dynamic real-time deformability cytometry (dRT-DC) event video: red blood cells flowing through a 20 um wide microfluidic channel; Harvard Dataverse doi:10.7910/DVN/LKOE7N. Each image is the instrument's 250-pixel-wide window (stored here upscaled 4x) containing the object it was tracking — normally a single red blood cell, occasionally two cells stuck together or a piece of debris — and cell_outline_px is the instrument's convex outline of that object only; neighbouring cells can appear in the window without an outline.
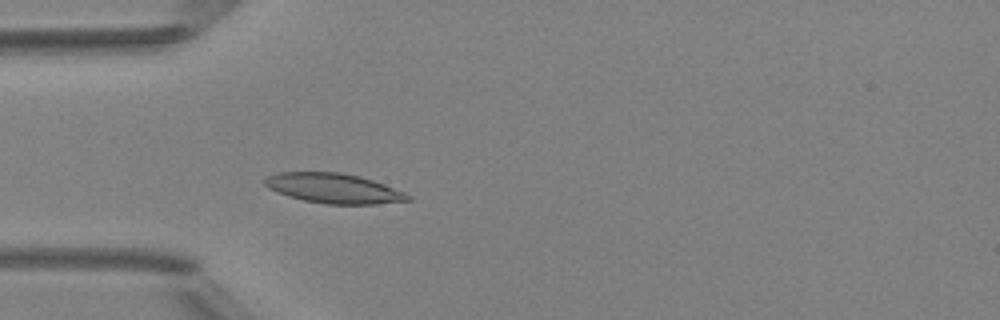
{"species": "Egyptian fruit bat (a non-hibernating species)", "species_latin": "Rousettus aegyptiacus", "temperature_condition": "room temperature", "stored_images_in_passage": 37, "camera_frame_rate_fps": 3000, "um_per_image_px": 0.085, "animal": {"sex": "female"}, "frame": {"image": 1, "passage_image": 13, "time_ms": 4.0, "image_size_px": [1000, 320], "cell_outline_px": [[412, 200], [376, 204], [328, 204], [304, 200], [268, 188], [264, 184], [264, 180], [268, 176], [280, 172], [340, 172], [360, 176], [384, 184], [404, 192], [412, 196]], "centroid_in_image_um": [28.41, 16.0], "position_along_channel_um": 56.6, "area_um2": 24.62}}
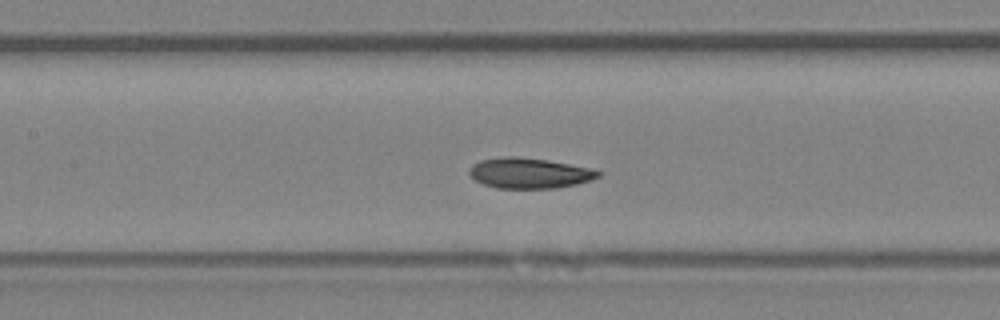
{"frame": {"image": 2, "passage_image": 21, "time_ms": 6.667, "image_size_px": [1000, 320], "cell_outline_px": [[600, 176], [592, 180], [576, 184], [556, 188], [496, 188], [484, 184], [476, 180], [468, 172], [468, 168], [472, 164], [480, 160], [504, 156], [516, 156], [548, 160], [592, 168], [600, 172]], "centroid_in_image_um": [44.99, 14.71], "position_along_channel_um": 162.4, "area_um2": 22.95}}
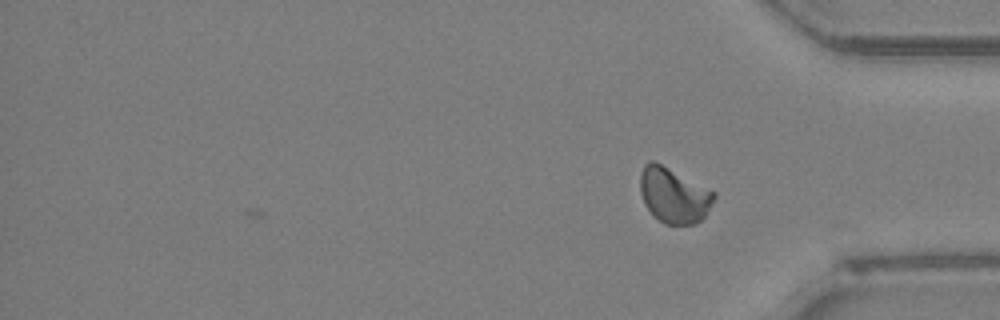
{"frame": {"image": 3, "passage_image": 37, "time_ms": 12.0, "image_size_px": [1000, 320], "cell_outline_px": [[716, 196], [704, 216], [696, 224], [664, 224], [652, 216], [644, 204], [640, 192], [640, 176], [644, 164], [652, 160], [716, 192]], "centroid_in_image_um": [57.25, 16.62], "position_along_channel_um": 378.0, "area_um2": 23.64}, "authors_computed_cell_mechanics": {"area_um2": 23.6402, "velocity_mm_per_s": 4.1459, "shape_relaxation_time_tau1_ms": 5.3173, "shape_relaxation_time_tau2_ms": 2.21, "deformation_change_tau1": 0.1304, "deformation_change_tau2": 0.0613}}